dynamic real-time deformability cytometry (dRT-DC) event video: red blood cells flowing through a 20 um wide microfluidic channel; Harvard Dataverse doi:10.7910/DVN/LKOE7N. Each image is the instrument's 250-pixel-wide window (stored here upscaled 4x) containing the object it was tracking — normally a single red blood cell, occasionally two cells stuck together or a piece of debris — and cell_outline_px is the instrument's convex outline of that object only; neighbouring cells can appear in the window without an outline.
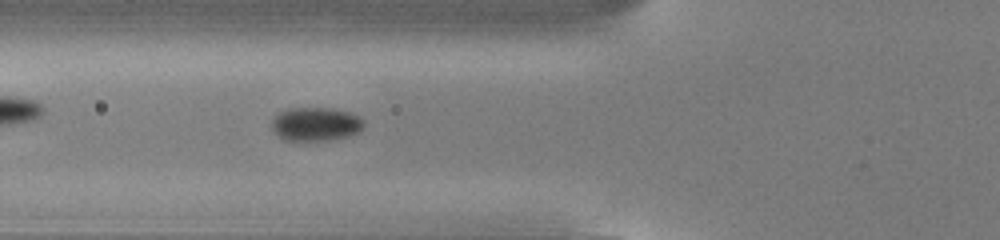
{"species": "common noctule bat (a hibernating species)", "species_latin": "Nyctalus noctula", "temperature_condition": "cold", "stored_images_in_passage": 38, "camera_frame_rate_fps": 3000, "um_per_image_px": 0.085, "animal": {"sex": "male", "body_mass_g": 13.0, "forearm_length_mm": 53.1}, "frame": {"image": 1, "passage_image": 4, "time_ms": 1.0, "image_size_px": [1000, 240], "cell_outline_px": [[364, 124], [360, 132], [348, 136], [328, 140], [284, 140], [272, 132], [272, 120], [280, 112], [288, 108], [332, 108], [348, 112], [360, 116], [364, 120]], "centroid_in_image_um": [26.84, 10.55], "position_along_channel_um": 99.0, "area_um2": 18.15}}
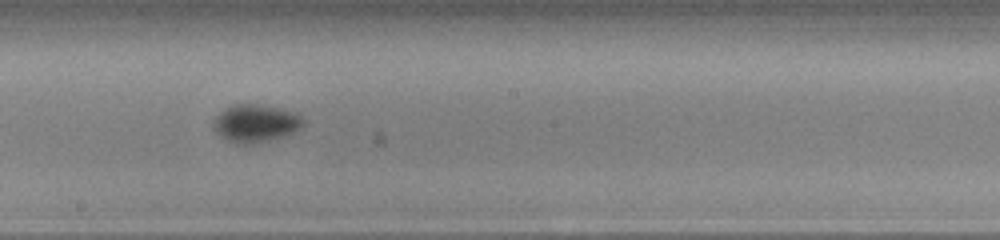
{"frame": {"image": 2, "passage_image": 14, "time_ms": 4.333, "image_size_px": [1000, 240], "cell_outline_px": [[304, 124], [300, 128], [292, 132], [268, 140], [248, 144], [236, 144], [220, 136], [212, 128], [212, 120], [220, 112], [236, 104], [260, 104], [280, 108], [296, 112], [304, 120]], "centroid_in_image_um": [21.69, 10.47], "position_along_channel_um": 226.5, "area_um2": 19.59}}
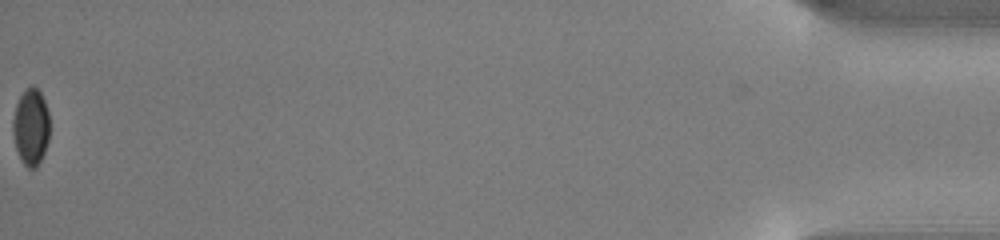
{"frame": {"image": 3, "passage_image": 38, "time_ms": 12.333, "image_size_px": [1000, 240], "cell_outline_px": [[48, 140], [44, 152], [36, 168], [28, 168], [24, 164], [16, 148], [12, 132], [12, 120], [16, 104], [24, 88], [32, 84], [40, 92], [44, 100], [48, 112]], "centroid_in_image_um": [2.6, 10.75], "position_along_channel_um": 432.6, "area_um2": 16.36}, "authors_computed_cell_mechanics": {"area_um2": 18.0625, "velocity_mm_per_s": 3.8234, "shape_relaxation_time_tau1_ms": 2.1117, "shape_relaxation_time_tau2_ms": null, "deformation_change_tau1": 0.0637, "deformation_change_tau2": null}}